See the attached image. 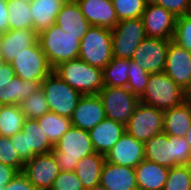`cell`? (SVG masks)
<instances>
[{
	"label": "cell",
	"mask_w": 191,
	"mask_h": 190,
	"mask_svg": "<svg viewBox=\"0 0 191 190\" xmlns=\"http://www.w3.org/2000/svg\"><path fill=\"white\" fill-rule=\"evenodd\" d=\"M145 159L168 169L191 162L190 144L185 137L169 136L162 132L144 143Z\"/></svg>",
	"instance_id": "1"
},
{
	"label": "cell",
	"mask_w": 191,
	"mask_h": 190,
	"mask_svg": "<svg viewBox=\"0 0 191 190\" xmlns=\"http://www.w3.org/2000/svg\"><path fill=\"white\" fill-rule=\"evenodd\" d=\"M53 71L82 95H97L104 87L102 69L80 58L62 62Z\"/></svg>",
	"instance_id": "2"
},
{
	"label": "cell",
	"mask_w": 191,
	"mask_h": 190,
	"mask_svg": "<svg viewBox=\"0 0 191 190\" xmlns=\"http://www.w3.org/2000/svg\"><path fill=\"white\" fill-rule=\"evenodd\" d=\"M52 152L60 171H74L80 159L96 151L89 132L72 126L55 144Z\"/></svg>",
	"instance_id": "3"
},
{
	"label": "cell",
	"mask_w": 191,
	"mask_h": 190,
	"mask_svg": "<svg viewBox=\"0 0 191 190\" xmlns=\"http://www.w3.org/2000/svg\"><path fill=\"white\" fill-rule=\"evenodd\" d=\"M38 43L54 69L62 62L78 58L81 40L77 35L65 33L59 26L53 24L38 33Z\"/></svg>",
	"instance_id": "4"
},
{
	"label": "cell",
	"mask_w": 191,
	"mask_h": 190,
	"mask_svg": "<svg viewBox=\"0 0 191 190\" xmlns=\"http://www.w3.org/2000/svg\"><path fill=\"white\" fill-rule=\"evenodd\" d=\"M140 102L165 111L184 102V90L164 72L150 74Z\"/></svg>",
	"instance_id": "5"
},
{
	"label": "cell",
	"mask_w": 191,
	"mask_h": 190,
	"mask_svg": "<svg viewBox=\"0 0 191 190\" xmlns=\"http://www.w3.org/2000/svg\"><path fill=\"white\" fill-rule=\"evenodd\" d=\"M78 58L89 65L103 69L113 58L111 29L91 26L81 39Z\"/></svg>",
	"instance_id": "6"
},
{
	"label": "cell",
	"mask_w": 191,
	"mask_h": 190,
	"mask_svg": "<svg viewBox=\"0 0 191 190\" xmlns=\"http://www.w3.org/2000/svg\"><path fill=\"white\" fill-rule=\"evenodd\" d=\"M41 89L45 94L49 110L68 118H71L79 99L83 96L63 81L54 71L41 82Z\"/></svg>",
	"instance_id": "7"
},
{
	"label": "cell",
	"mask_w": 191,
	"mask_h": 190,
	"mask_svg": "<svg viewBox=\"0 0 191 190\" xmlns=\"http://www.w3.org/2000/svg\"><path fill=\"white\" fill-rule=\"evenodd\" d=\"M20 159L26 163L36 154L52 152L54 145L41 129L37 119L25 118L22 130L10 137Z\"/></svg>",
	"instance_id": "8"
},
{
	"label": "cell",
	"mask_w": 191,
	"mask_h": 190,
	"mask_svg": "<svg viewBox=\"0 0 191 190\" xmlns=\"http://www.w3.org/2000/svg\"><path fill=\"white\" fill-rule=\"evenodd\" d=\"M112 33V56L131 60L140 43L146 38L142 18L120 20Z\"/></svg>",
	"instance_id": "9"
},
{
	"label": "cell",
	"mask_w": 191,
	"mask_h": 190,
	"mask_svg": "<svg viewBox=\"0 0 191 190\" xmlns=\"http://www.w3.org/2000/svg\"><path fill=\"white\" fill-rule=\"evenodd\" d=\"M101 98L106 117L126 125L140 102L126 87L104 86L98 93Z\"/></svg>",
	"instance_id": "10"
},
{
	"label": "cell",
	"mask_w": 191,
	"mask_h": 190,
	"mask_svg": "<svg viewBox=\"0 0 191 190\" xmlns=\"http://www.w3.org/2000/svg\"><path fill=\"white\" fill-rule=\"evenodd\" d=\"M164 111L151 105L139 102L131 115L125 130L136 140L147 142L154 135L163 132Z\"/></svg>",
	"instance_id": "11"
},
{
	"label": "cell",
	"mask_w": 191,
	"mask_h": 190,
	"mask_svg": "<svg viewBox=\"0 0 191 190\" xmlns=\"http://www.w3.org/2000/svg\"><path fill=\"white\" fill-rule=\"evenodd\" d=\"M9 64L21 80L42 82L53 71L38 42L18 54Z\"/></svg>",
	"instance_id": "12"
},
{
	"label": "cell",
	"mask_w": 191,
	"mask_h": 190,
	"mask_svg": "<svg viewBox=\"0 0 191 190\" xmlns=\"http://www.w3.org/2000/svg\"><path fill=\"white\" fill-rule=\"evenodd\" d=\"M22 173L37 190H50L60 169L53 152L36 154L24 164Z\"/></svg>",
	"instance_id": "13"
},
{
	"label": "cell",
	"mask_w": 191,
	"mask_h": 190,
	"mask_svg": "<svg viewBox=\"0 0 191 190\" xmlns=\"http://www.w3.org/2000/svg\"><path fill=\"white\" fill-rule=\"evenodd\" d=\"M169 41L146 37L134 52L131 60L149 74L162 73L165 68Z\"/></svg>",
	"instance_id": "14"
},
{
	"label": "cell",
	"mask_w": 191,
	"mask_h": 190,
	"mask_svg": "<svg viewBox=\"0 0 191 190\" xmlns=\"http://www.w3.org/2000/svg\"><path fill=\"white\" fill-rule=\"evenodd\" d=\"M146 37L173 40L177 17L163 7L147 2L142 14Z\"/></svg>",
	"instance_id": "15"
},
{
	"label": "cell",
	"mask_w": 191,
	"mask_h": 190,
	"mask_svg": "<svg viewBox=\"0 0 191 190\" xmlns=\"http://www.w3.org/2000/svg\"><path fill=\"white\" fill-rule=\"evenodd\" d=\"M163 72L185 90L191 81V52L170 40Z\"/></svg>",
	"instance_id": "16"
},
{
	"label": "cell",
	"mask_w": 191,
	"mask_h": 190,
	"mask_svg": "<svg viewBox=\"0 0 191 190\" xmlns=\"http://www.w3.org/2000/svg\"><path fill=\"white\" fill-rule=\"evenodd\" d=\"M145 159L144 142L125 132L105 155V160L121 166L135 168Z\"/></svg>",
	"instance_id": "17"
},
{
	"label": "cell",
	"mask_w": 191,
	"mask_h": 190,
	"mask_svg": "<svg viewBox=\"0 0 191 190\" xmlns=\"http://www.w3.org/2000/svg\"><path fill=\"white\" fill-rule=\"evenodd\" d=\"M105 118L104 106L97 94L83 95L70 119L72 126L89 131Z\"/></svg>",
	"instance_id": "18"
},
{
	"label": "cell",
	"mask_w": 191,
	"mask_h": 190,
	"mask_svg": "<svg viewBox=\"0 0 191 190\" xmlns=\"http://www.w3.org/2000/svg\"><path fill=\"white\" fill-rule=\"evenodd\" d=\"M37 42L38 32L33 28L9 29L0 34V54L10 63L18 54Z\"/></svg>",
	"instance_id": "19"
},
{
	"label": "cell",
	"mask_w": 191,
	"mask_h": 190,
	"mask_svg": "<svg viewBox=\"0 0 191 190\" xmlns=\"http://www.w3.org/2000/svg\"><path fill=\"white\" fill-rule=\"evenodd\" d=\"M91 26L114 28L119 22L112 0H75Z\"/></svg>",
	"instance_id": "20"
},
{
	"label": "cell",
	"mask_w": 191,
	"mask_h": 190,
	"mask_svg": "<svg viewBox=\"0 0 191 190\" xmlns=\"http://www.w3.org/2000/svg\"><path fill=\"white\" fill-rule=\"evenodd\" d=\"M88 132L95 151L106 155L126 130L124 124L105 118Z\"/></svg>",
	"instance_id": "21"
},
{
	"label": "cell",
	"mask_w": 191,
	"mask_h": 190,
	"mask_svg": "<svg viewBox=\"0 0 191 190\" xmlns=\"http://www.w3.org/2000/svg\"><path fill=\"white\" fill-rule=\"evenodd\" d=\"M100 184L108 190H138L135 168L105 161Z\"/></svg>",
	"instance_id": "22"
},
{
	"label": "cell",
	"mask_w": 191,
	"mask_h": 190,
	"mask_svg": "<svg viewBox=\"0 0 191 190\" xmlns=\"http://www.w3.org/2000/svg\"><path fill=\"white\" fill-rule=\"evenodd\" d=\"M55 24L65 33L77 35L82 39L88 32L91 24L82 14L79 5L75 0H68L58 13Z\"/></svg>",
	"instance_id": "23"
},
{
	"label": "cell",
	"mask_w": 191,
	"mask_h": 190,
	"mask_svg": "<svg viewBox=\"0 0 191 190\" xmlns=\"http://www.w3.org/2000/svg\"><path fill=\"white\" fill-rule=\"evenodd\" d=\"M169 169L144 159L135 167L138 190H163Z\"/></svg>",
	"instance_id": "24"
},
{
	"label": "cell",
	"mask_w": 191,
	"mask_h": 190,
	"mask_svg": "<svg viewBox=\"0 0 191 190\" xmlns=\"http://www.w3.org/2000/svg\"><path fill=\"white\" fill-rule=\"evenodd\" d=\"M68 0H33L30 4L33 29L38 33L55 24L56 17Z\"/></svg>",
	"instance_id": "25"
},
{
	"label": "cell",
	"mask_w": 191,
	"mask_h": 190,
	"mask_svg": "<svg viewBox=\"0 0 191 190\" xmlns=\"http://www.w3.org/2000/svg\"><path fill=\"white\" fill-rule=\"evenodd\" d=\"M191 126V104L185 102L164 111L163 132L169 136L185 137Z\"/></svg>",
	"instance_id": "26"
},
{
	"label": "cell",
	"mask_w": 191,
	"mask_h": 190,
	"mask_svg": "<svg viewBox=\"0 0 191 190\" xmlns=\"http://www.w3.org/2000/svg\"><path fill=\"white\" fill-rule=\"evenodd\" d=\"M105 161V155L97 152L79 160L74 172L85 190L100 184Z\"/></svg>",
	"instance_id": "27"
},
{
	"label": "cell",
	"mask_w": 191,
	"mask_h": 190,
	"mask_svg": "<svg viewBox=\"0 0 191 190\" xmlns=\"http://www.w3.org/2000/svg\"><path fill=\"white\" fill-rule=\"evenodd\" d=\"M41 87V82L14 76L11 84L0 86V105H18Z\"/></svg>",
	"instance_id": "28"
},
{
	"label": "cell",
	"mask_w": 191,
	"mask_h": 190,
	"mask_svg": "<svg viewBox=\"0 0 191 190\" xmlns=\"http://www.w3.org/2000/svg\"><path fill=\"white\" fill-rule=\"evenodd\" d=\"M41 129L55 146L59 139L72 127L71 119L47 112L37 119Z\"/></svg>",
	"instance_id": "29"
},
{
	"label": "cell",
	"mask_w": 191,
	"mask_h": 190,
	"mask_svg": "<svg viewBox=\"0 0 191 190\" xmlns=\"http://www.w3.org/2000/svg\"><path fill=\"white\" fill-rule=\"evenodd\" d=\"M130 60L113 57L102 69L103 84L110 87H127Z\"/></svg>",
	"instance_id": "30"
},
{
	"label": "cell",
	"mask_w": 191,
	"mask_h": 190,
	"mask_svg": "<svg viewBox=\"0 0 191 190\" xmlns=\"http://www.w3.org/2000/svg\"><path fill=\"white\" fill-rule=\"evenodd\" d=\"M24 113L18 105H0V135L11 137L22 130Z\"/></svg>",
	"instance_id": "31"
},
{
	"label": "cell",
	"mask_w": 191,
	"mask_h": 190,
	"mask_svg": "<svg viewBox=\"0 0 191 190\" xmlns=\"http://www.w3.org/2000/svg\"><path fill=\"white\" fill-rule=\"evenodd\" d=\"M9 29L33 28L30 4L21 0H7Z\"/></svg>",
	"instance_id": "32"
},
{
	"label": "cell",
	"mask_w": 191,
	"mask_h": 190,
	"mask_svg": "<svg viewBox=\"0 0 191 190\" xmlns=\"http://www.w3.org/2000/svg\"><path fill=\"white\" fill-rule=\"evenodd\" d=\"M25 118L38 119L49 112L45 94L41 87L18 104Z\"/></svg>",
	"instance_id": "33"
},
{
	"label": "cell",
	"mask_w": 191,
	"mask_h": 190,
	"mask_svg": "<svg viewBox=\"0 0 191 190\" xmlns=\"http://www.w3.org/2000/svg\"><path fill=\"white\" fill-rule=\"evenodd\" d=\"M163 190H191V173L188 165L169 169Z\"/></svg>",
	"instance_id": "34"
},
{
	"label": "cell",
	"mask_w": 191,
	"mask_h": 190,
	"mask_svg": "<svg viewBox=\"0 0 191 190\" xmlns=\"http://www.w3.org/2000/svg\"><path fill=\"white\" fill-rule=\"evenodd\" d=\"M149 0H112L118 21L141 18Z\"/></svg>",
	"instance_id": "35"
},
{
	"label": "cell",
	"mask_w": 191,
	"mask_h": 190,
	"mask_svg": "<svg viewBox=\"0 0 191 190\" xmlns=\"http://www.w3.org/2000/svg\"><path fill=\"white\" fill-rule=\"evenodd\" d=\"M128 77L126 88L137 97H140L148 84L150 74L133 60H130Z\"/></svg>",
	"instance_id": "36"
},
{
	"label": "cell",
	"mask_w": 191,
	"mask_h": 190,
	"mask_svg": "<svg viewBox=\"0 0 191 190\" xmlns=\"http://www.w3.org/2000/svg\"><path fill=\"white\" fill-rule=\"evenodd\" d=\"M0 163L14 167L18 172H22L25 164L18 156L10 137L2 135H0Z\"/></svg>",
	"instance_id": "37"
},
{
	"label": "cell",
	"mask_w": 191,
	"mask_h": 190,
	"mask_svg": "<svg viewBox=\"0 0 191 190\" xmlns=\"http://www.w3.org/2000/svg\"><path fill=\"white\" fill-rule=\"evenodd\" d=\"M173 41L191 52V19L180 16L176 19Z\"/></svg>",
	"instance_id": "38"
},
{
	"label": "cell",
	"mask_w": 191,
	"mask_h": 190,
	"mask_svg": "<svg viewBox=\"0 0 191 190\" xmlns=\"http://www.w3.org/2000/svg\"><path fill=\"white\" fill-rule=\"evenodd\" d=\"M50 190H85L74 171H60Z\"/></svg>",
	"instance_id": "39"
},
{
	"label": "cell",
	"mask_w": 191,
	"mask_h": 190,
	"mask_svg": "<svg viewBox=\"0 0 191 190\" xmlns=\"http://www.w3.org/2000/svg\"><path fill=\"white\" fill-rule=\"evenodd\" d=\"M164 9L168 10L176 17L185 14L189 0H151Z\"/></svg>",
	"instance_id": "40"
},
{
	"label": "cell",
	"mask_w": 191,
	"mask_h": 190,
	"mask_svg": "<svg viewBox=\"0 0 191 190\" xmlns=\"http://www.w3.org/2000/svg\"><path fill=\"white\" fill-rule=\"evenodd\" d=\"M3 190H37L26 178V176L19 172Z\"/></svg>",
	"instance_id": "41"
},
{
	"label": "cell",
	"mask_w": 191,
	"mask_h": 190,
	"mask_svg": "<svg viewBox=\"0 0 191 190\" xmlns=\"http://www.w3.org/2000/svg\"><path fill=\"white\" fill-rule=\"evenodd\" d=\"M18 173L14 167L0 163V187H5Z\"/></svg>",
	"instance_id": "42"
},
{
	"label": "cell",
	"mask_w": 191,
	"mask_h": 190,
	"mask_svg": "<svg viewBox=\"0 0 191 190\" xmlns=\"http://www.w3.org/2000/svg\"><path fill=\"white\" fill-rule=\"evenodd\" d=\"M8 16V2L7 0H0V34L9 30Z\"/></svg>",
	"instance_id": "43"
},
{
	"label": "cell",
	"mask_w": 191,
	"mask_h": 190,
	"mask_svg": "<svg viewBox=\"0 0 191 190\" xmlns=\"http://www.w3.org/2000/svg\"><path fill=\"white\" fill-rule=\"evenodd\" d=\"M14 76V69L9 63H6L0 69V86L11 84V80Z\"/></svg>",
	"instance_id": "44"
},
{
	"label": "cell",
	"mask_w": 191,
	"mask_h": 190,
	"mask_svg": "<svg viewBox=\"0 0 191 190\" xmlns=\"http://www.w3.org/2000/svg\"><path fill=\"white\" fill-rule=\"evenodd\" d=\"M184 102L191 104V81L188 87L184 90Z\"/></svg>",
	"instance_id": "45"
},
{
	"label": "cell",
	"mask_w": 191,
	"mask_h": 190,
	"mask_svg": "<svg viewBox=\"0 0 191 190\" xmlns=\"http://www.w3.org/2000/svg\"><path fill=\"white\" fill-rule=\"evenodd\" d=\"M184 16H187L191 19V0H189V2H188L187 9H186Z\"/></svg>",
	"instance_id": "46"
},
{
	"label": "cell",
	"mask_w": 191,
	"mask_h": 190,
	"mask_svg": "<svg viewBox=\"0 0 191 190\" xmlns=\"http://www.w3.org/2000/svg\"><path fill=\"white\" fill-rule=\"evenodd\" d=\"M185 140L190 144V148H191V126L188 129L187 134L185 135Z\"/></svg>",
	"instance_id": "47"
},
{
	"label": "cell",
	"mask_w": 191,
	"mask_h": 190,
	"mask_svg": "<svg viewBox=\"0 0 191 190\" xmlns=\"http://www.w3.org/2000/svg\"><path fill=\"white\" fill-rule=\"evenodd\" d=\"M88 190H108L106 187H104L101 184L95 185L94 187H92L91 189Z\"/></svg>",
	"instance_id": "48"
},
{
	"label": "cell",
	"mask_w": 191,
	"mask_h": 190,
	"mask_svg": "<svg viewBox=\"0 0 191 190\" xmlns=\"http://www.w3.org/2000/svg\"><path fill=\"white\" fill-rule=\"evenodd\" d=\"M7 62L5 61V58L0 54V69L3 67Z\"/></svg>",
	"instance_id": "49"
},
{
	"label": "cell",
	"mask_w": 191,
	"mask_h": 190,
	"mask_svg": "<svg viewBox=\"0 0 191 190\" xmlns=\"http://www.w3.org/2000/svg\"><path fill=\"white\" fill-rule=\"evenodd\" d=\"M21 1L28 3V4H31L33 0H21Z\"/></svg>",
	"instance_id": "50"
},
{
	"label": "cell",
	"mask_w": 191,
	"mask_h": 190,
	"mask_svg": "<svg viewBox=\"0 0 191 190\" xmlns=\"http://www.w3.org/2000/svg\"><path fill=\"white\" fill-rule=\"evenodd\" d=\"M188 166H189V169H190V173H191V162H190V164H189Z\"/></svg>",
	"instance_id": "51"
}]
</instances>
